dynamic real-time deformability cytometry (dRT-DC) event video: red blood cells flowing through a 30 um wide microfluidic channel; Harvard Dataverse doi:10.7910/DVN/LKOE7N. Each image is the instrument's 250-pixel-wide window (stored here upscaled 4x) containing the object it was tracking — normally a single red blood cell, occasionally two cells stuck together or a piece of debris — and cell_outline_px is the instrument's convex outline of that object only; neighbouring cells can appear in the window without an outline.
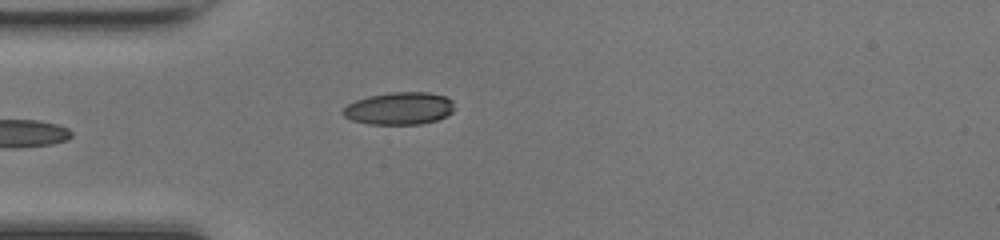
{"species": "common noctule bat (a hibernating species)", "species_latin": "Nyctalus noctula", "temperature_condition": "room temperature", "stored_images_in_passage": 4, "camera_frame_rate_fps": 3000, "um_per_image_px": 0.085, "animal": {"sex": "female", "body_mass_g": 17.0, "forearm_length_mm": 48.0}, "frame": {"image": 1, "passage_image": 2, "time_ms": 0.333, "image_size_px": [1000, 240], "cell_outline_px": [[452, 112], [436, 120], [420, 124], [368, 124], [352, 120], [344, 116], [340, 112], [348, 104], [356, 100], [368, 96], [392, 92], [428, 92], [448, 96], [452, 100]], "centroid_in_image_um": [33.92, 9.21], "position_along_channel_um": 51.1, "area_um2": 21.04}}